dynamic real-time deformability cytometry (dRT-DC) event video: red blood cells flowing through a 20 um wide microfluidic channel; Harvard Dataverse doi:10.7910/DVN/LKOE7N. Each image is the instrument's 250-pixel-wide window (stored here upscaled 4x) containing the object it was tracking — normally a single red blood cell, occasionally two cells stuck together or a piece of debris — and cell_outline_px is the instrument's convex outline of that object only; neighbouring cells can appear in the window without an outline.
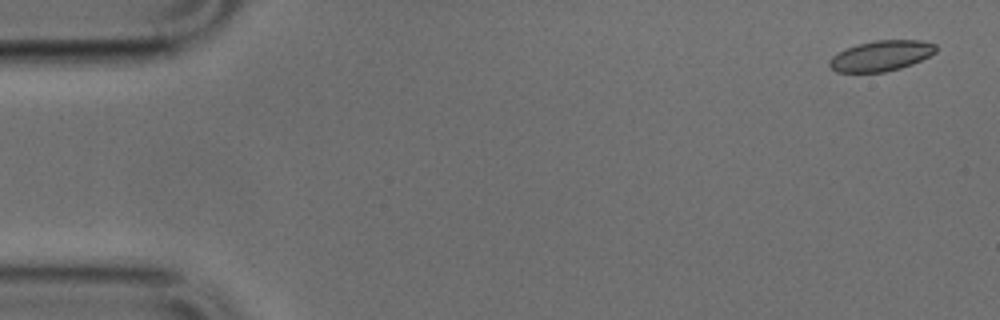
{"species": "common noctule bat (a hibernating species)", "species_latin": "Nyctalus noctula", "temperature_condition": "cold", "stored_images_in_passage": 49, "camera_frame_rate_fps": 3000, "um_per_image_px": 0.085, "animal": {"sex": "male", "body_mass_g": 17.9, "forearm_length_mm": 54.2}, "frame": {"image": 1, "passage_image": 1, "time_ms": 0.0, "image_size_px": [1000, 320], "cell_outline_px": [[936, 52], [912, 64], [900, 68], [884, 72], [836, 72], [828, 64], [828, 60], [832, 56], [848, 48], [860, 44], [876, 40], [920, 40], [936, 44]], "centroid_in_image_um": [74.9, 4.74], "position_along_channel_um": 10.1, "area_um2": 18.67}}
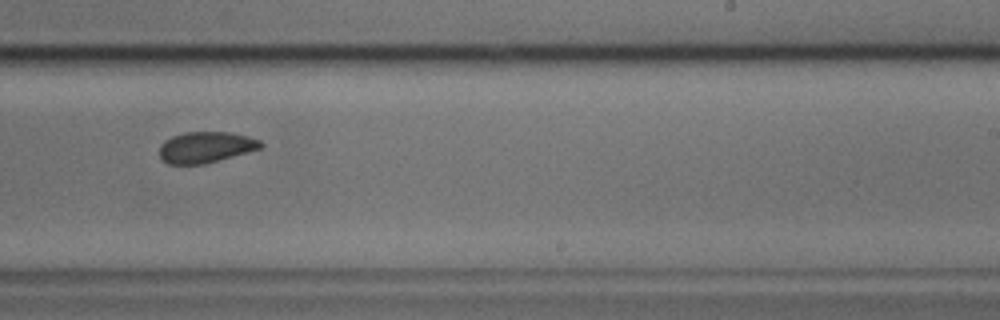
{"frame": {"image": 2, "passage_image": 30, "time_ms": 9.667, "image_size_px": [1000, 320], "cell_outline_px": [[264, 144], [260, 148], [204, 164], [168, 164], [160, 160], [160, 144], [164, 140], [172, 136], [184, 132], [228, 132], [248, 136], [260, 140]], "centroid_in_image_um": [17.44, 12.51], "position_along_channel_um": 271.6, "area_um2": 18.26}}
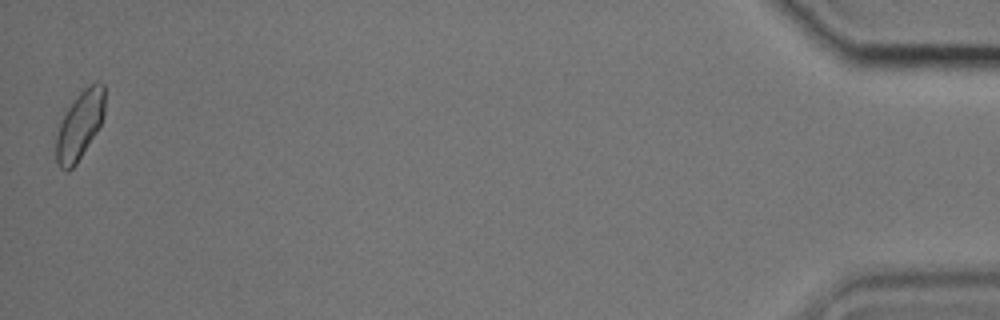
{"frame": {"image": 3, "passage_image": 49, "time_ms": 16.0, "image_size_px": [1000, 320], "cell_outline_px": [[104, 116], [96, 132], [76, 164], [68, 172], [64, 172], [60, 168], [56, 160], [56, 136], [60, 124], [68, 108], [80, 92], [84, 88], [96, 80], [104, 84]], "centroid_in_image_um": [6.78, 10.65], "position_along_channel_um": 428.4, "area_um2": 19.13}}